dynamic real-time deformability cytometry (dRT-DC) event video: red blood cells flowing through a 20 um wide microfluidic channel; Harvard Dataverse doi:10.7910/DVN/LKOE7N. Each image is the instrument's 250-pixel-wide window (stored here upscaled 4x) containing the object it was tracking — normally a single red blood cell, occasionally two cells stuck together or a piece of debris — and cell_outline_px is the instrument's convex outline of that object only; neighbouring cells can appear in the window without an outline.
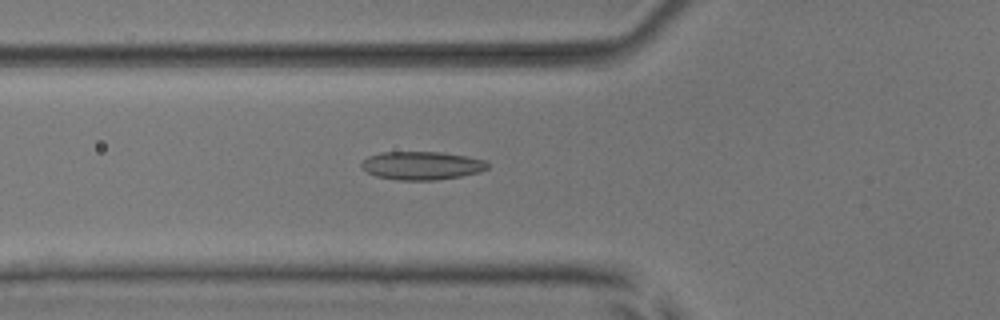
{"species": "common noctule bat (a hibernating species)", "species_latin": "Nyctalus noctula", "temperature_condition": "room temperature", "stored_images_in_passage": 12, "camera_frame_rate_fps": 3000, "um_per_image_px": 0.085, "animal": {"sex": "male", "body_mass_g": 17.9, "forearm_length_mm": 54.2}, "frame": {"image": 1, "passage_image": 6, "time_ms": 1.667, "image_size_px": [1000, 320], "cell_outline_px": [[488, 168], [480, 172], [460, 176], [436, 180], [396, 180], [376, 176], [368, 172], [360, 164], [368, 156], [380, 152], [444, 152], [468, 156], [488, 160]], "centroid_in_image_um": [35.89, 14.06], "position_along_channel_um": 89.9, "area_um2": 20.92}}
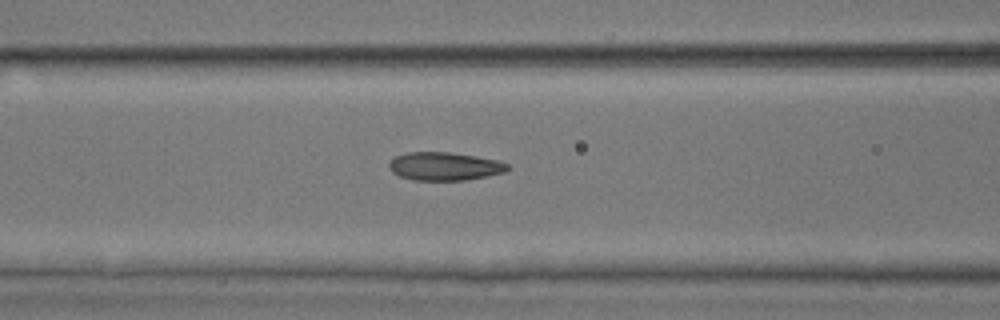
{"frame": {"image": 2, "passage_image": 9, "time_ms": 2.667, "image_size_px": [1000, 320], "cell_outline_px": [[508, 168], [504, 172], [488, 176], [464, 180], [412, 180], [400, 176], [392, 172], [388, 168], [388, 164], [396, 156], [408, 152], [452, 152], [500, 160], [508, 164]], "centroid_in_image_um": [37.79, 14.13], "position_along_channel_um": 128.8, "area_um2": 19.54}}